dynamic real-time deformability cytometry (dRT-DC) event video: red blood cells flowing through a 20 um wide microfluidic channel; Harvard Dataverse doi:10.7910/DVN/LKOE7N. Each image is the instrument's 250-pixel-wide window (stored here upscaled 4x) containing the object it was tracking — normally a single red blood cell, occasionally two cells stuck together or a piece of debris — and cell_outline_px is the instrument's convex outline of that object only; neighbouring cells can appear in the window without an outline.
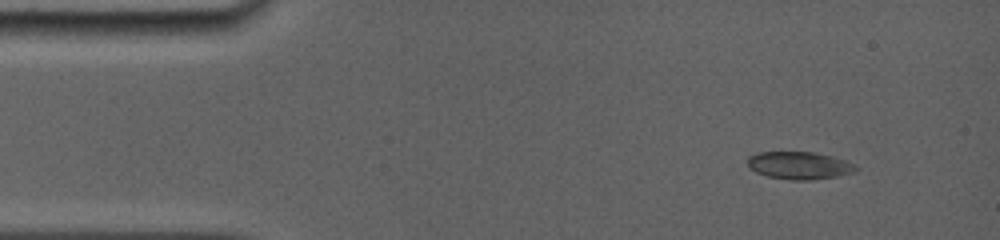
{"species": "common noctule bat (a hibernating species)", "species_latin": "Nyctalus noctula", "temperature_condition": "room temperature", "stored_images_in_passage": 40, "camera_frame_rate_fps": 5000, "um_per_image_px": 0.085, "animal": {"sex": "female", "body_mass_g": 19.0, "forearm_length_mm": 56.7}, "frame": {"image": 1, "passage_image": 3, "time_ms": 1.0, "image_size_px": [1000, 240], "cell_outline_px": [[856, 172], [840, 176], [812, 180], [792, 180], [768, 176], [756, 172], [748, 164], [748, 156], [756, 152], [816, 152], [832, 156], [844, 160], [852, 164], [856, 168]], "centroid_in_image_um": [67.95, 14.06], "position_along_channel_um": 17.1, "area_um2": 17.34}}
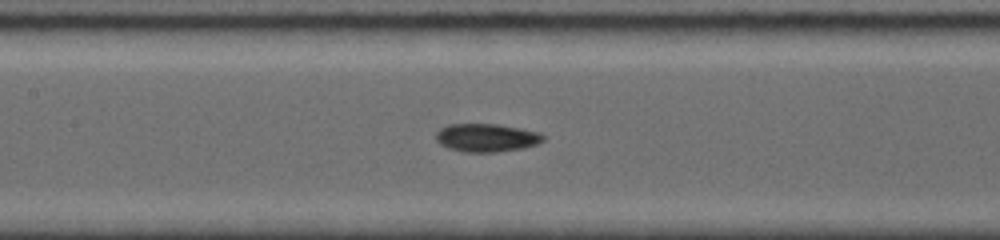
{"frame": {"image": 2, "passage_image": 18, "time_ms": 6.8, "image_size_px": [1000, 240], "cell_outline_px": [[544, 140], [536, 144], [520, 148], [496, 152], [464, 152], [448, 148], [440, 144], [436, 140], [436, 132], [440, 128], [448, 124], [500, 124], [540, 132], [544, 136]], "centroid_in_image_um": [41.33, 11.69], "position_along_channel_um": 166.1, "area_um2": 17.63}}
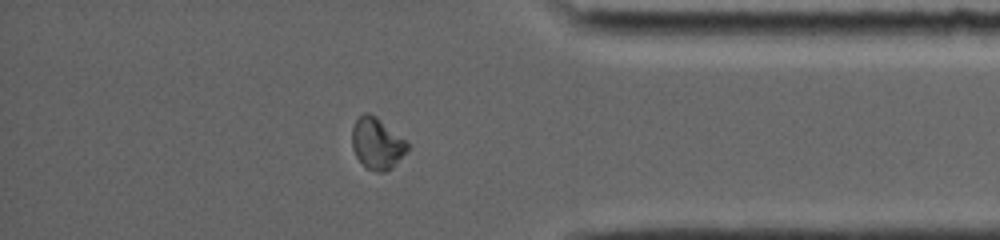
{"frame": {"image": 3, "passage_image": 34, "time_ms": 13.0, "image_size_px": [1000, 240], "cell_outline_px": [[408, 148], [392, 168], [384, 172], [376, 172], [368, 168], [356, 156], [352, 148], [352, 128], [356, 120], [364, 112], [368, 112], [376, 116], [404, 140], [408, 144]], "centroid_in_image_um": [32.01, 12.19], "position_along_channel_um": 403.2, "area_um2": 16.18}, "authors_computed_cell_mechanics": {"area_um2": 17.4267, "velocity_mm_per_s": 3.95, "shape_relaxation_time_tau1_ms": null, "shape_relaxation_time_tau2_ms": 4.5934, "deformation_change_tau1": null, "deformation_change_tau2": 0.0454}}